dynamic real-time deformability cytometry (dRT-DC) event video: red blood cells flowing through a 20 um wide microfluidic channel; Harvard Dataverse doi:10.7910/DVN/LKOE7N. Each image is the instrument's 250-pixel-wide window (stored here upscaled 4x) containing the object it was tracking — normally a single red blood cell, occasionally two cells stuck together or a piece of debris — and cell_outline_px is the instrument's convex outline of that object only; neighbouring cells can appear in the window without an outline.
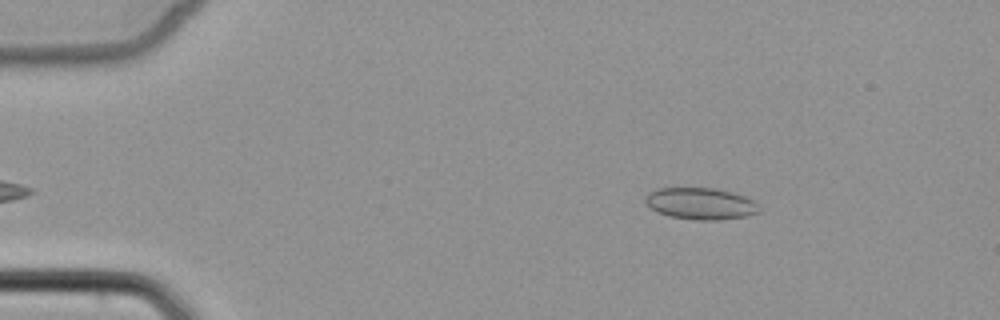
{"species": "common noctule bat (a hibernating species)", "species_latin": "Nyctalus noctula", "temperature_condition": "cold", "stored_images_in_passage": 2, "camera_frame_rate_fps": 3000, "um_per_image_px": 0.085, "animal": {"sex": "female", "body_mass_g": 22.7, "forearm_length_mm": 54.2}, "frame": {"image": 1, "passage_image": 1, "time_ms": 0.0, "image_size_px": [1000, 320], "cell_outline_px": [[760, 212], [748, 216], [720, 220], [696, 220], [668, 216], [656, 212], [644, 200], [644, 196], [648, 192], [656, 188], [716, 188], [732, 192], [756, 200], [760, 204]], "centroid_in_image_um": [59.59, 17.31], "position_along_channel_um": 25.4, "area_um2": 21.44}}